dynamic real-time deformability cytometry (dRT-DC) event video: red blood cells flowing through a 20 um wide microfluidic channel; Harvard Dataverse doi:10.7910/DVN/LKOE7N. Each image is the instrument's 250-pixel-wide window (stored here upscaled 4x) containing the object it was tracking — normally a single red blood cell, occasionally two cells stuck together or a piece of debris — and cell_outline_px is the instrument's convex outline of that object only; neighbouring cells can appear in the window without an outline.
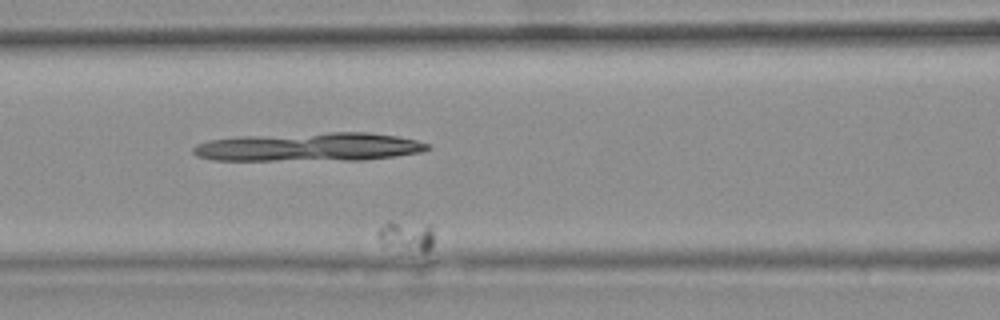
{"species": "common noctule bat (a hibernating species)", "species_latin": "Nyctalus noctula", "temperature_condition": "warm", "stored_images_in_passage": 12, "camera_frame_rate_fps": 3000, "um_per_image_px": 0.085, "animal": {"sex": "female", "body_mass_g": 25.1}, "frame": {"image": 1, "passage_image": 7, "time_ms": 2.0, "image_size_px": [1000, 320], "cell_outline_px": [[432, 244], [424, 252], [420, 252], [380, 244], [376, 236], [376, 232], [388, 220], [432, 224]], "centroid_in_image_um": [34.51, 20.01], "position_along_channel_um": 132.1, "area_um2": 10.06}}